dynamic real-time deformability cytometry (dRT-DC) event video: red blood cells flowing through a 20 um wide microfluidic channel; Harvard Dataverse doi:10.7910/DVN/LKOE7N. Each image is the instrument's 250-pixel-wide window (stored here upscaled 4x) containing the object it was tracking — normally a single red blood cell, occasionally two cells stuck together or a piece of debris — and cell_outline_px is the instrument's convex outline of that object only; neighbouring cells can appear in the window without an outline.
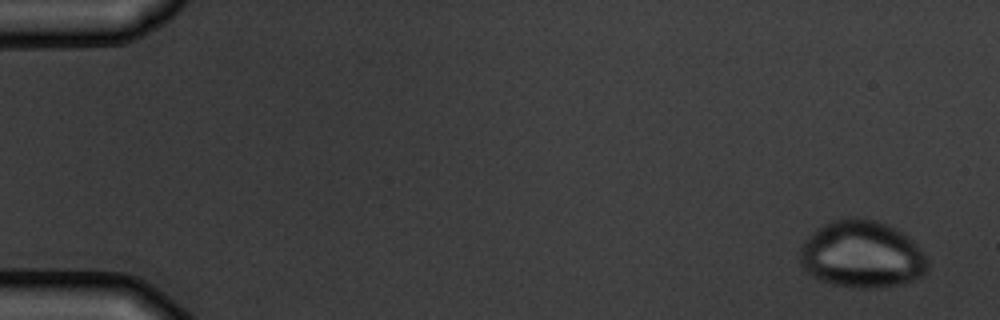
{"species": "common noctule bat (a hibernating species)", "species_latin": "Nyctalus noctula", "temperature_condition": "warm", "stored_images_in_passage": 5, "camera_frame_rate_fps": 3000, "um_per_image_px": 0.085, "animal": {"sex": "male", "body_mass_g": 19.5, "forearm_length_mm": 54.6}, "frame": {"image": 1, "passage_image": 1, "time_ms": 0.0, "image_size_px": [1000, 320], "cell_outline_px": [[928, 268], [924, 276], [900, 284], [880, 288], [852, 288], [832, 284], [820, 280], [812, 276], [800, 264], [800, 248], [804, 240], [816, 228], [832, 220], [852, 216], [876, 220], [888, 224], [904, 232], [916, 244], [928, 260]], "centroid_in_image_um": [73.26, 21.62], "position_along_channel_um": 11.7, "area_um2": 50.63}}